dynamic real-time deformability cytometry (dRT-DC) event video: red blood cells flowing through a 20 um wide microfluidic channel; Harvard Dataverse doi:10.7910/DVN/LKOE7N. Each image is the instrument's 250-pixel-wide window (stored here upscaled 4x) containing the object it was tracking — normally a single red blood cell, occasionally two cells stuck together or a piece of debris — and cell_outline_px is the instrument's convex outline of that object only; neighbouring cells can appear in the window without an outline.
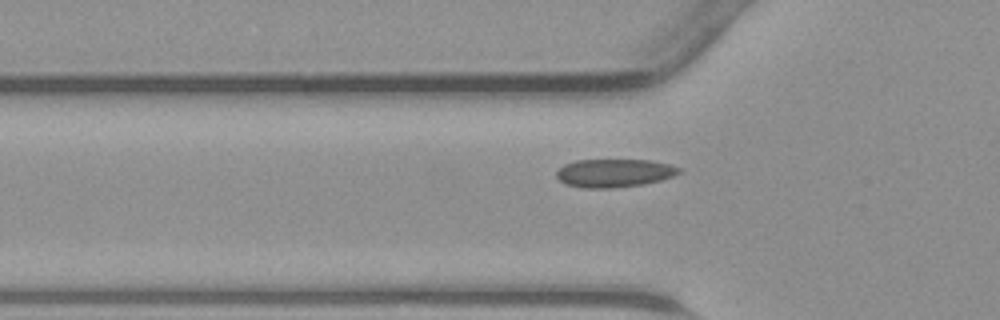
{"species": "common noctule bat (a hibernating species)", "species_latin": "Nyctalus noctula", "temperature_condition": "warm", "stored_images_in_passage": 28, "camera_frame_rate_fps": 3000, "um_per_image_px": 0.085, "animal": {"sex": "male", "body_mass_g": 23.1, "forearm_length_mm": 52.7}, "frame": {"image": 1, "passage_image": 3, "time_ms": 0.667, "image_size_px": [1000, 320], "cell_outline_px": [[680, 172], [672, 176], [660, 180], [644, 184], [612, 188], [580, 188], [568, 184], [560, 180], [556, 176], [556, 172], [564, 164], [576, 160], [648, 160], [668, 164], [680, 168]], "centroid_in_image_um": [52.18, 14.71], "position_along_channel_um": 73.6, "area_um2": 20.0}}
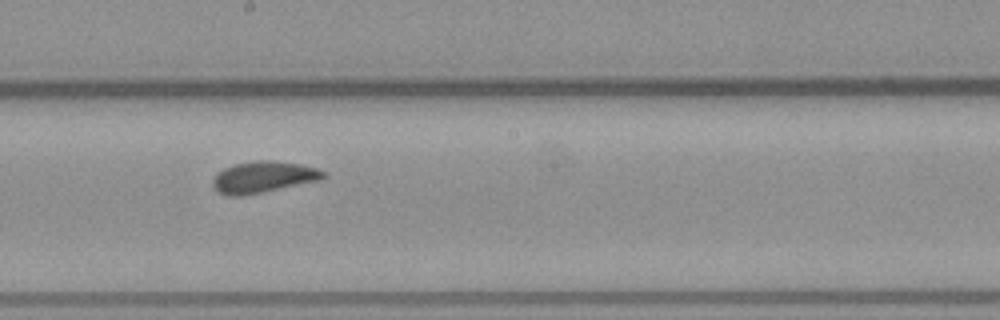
{"frame": {"image": 2, "passage_image": 13, "time_ms": 4.0, "image_size_px": [1000, 320], "cell_outline_px": [[328, 176], [320, 180], [240, 196], [228, 196], [220, 192], [212, 184], [212, 180], [224, 168], [236, 164], [256, 160], [272, 160], [300, 164], [316, 168], [324, 172]], "centroid_in_image_um": [22.4, 15.04], "position_along_channel_um": 225.8, "area_um2": 19.83}}
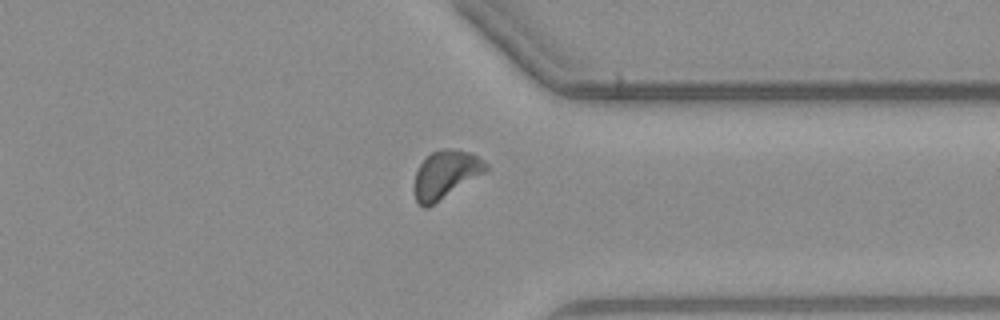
{"frame": {"image": 3, "passage_image": 23, "time_ms": 7.333, "image_size_px": [1000, 320], "cell_outline_px": [[488, 168], [484, 172], [428, 208], [424, 208], [416, 200], [416, 172], [420, 164], [432, 152], [444, 148], [452, 148], [472, 152], [484, 160], [488, 164]], "centroid_in_image_um": [37.91, 14.8], "position_along_channel_um": 373.5, "area_um2": 19.59}}